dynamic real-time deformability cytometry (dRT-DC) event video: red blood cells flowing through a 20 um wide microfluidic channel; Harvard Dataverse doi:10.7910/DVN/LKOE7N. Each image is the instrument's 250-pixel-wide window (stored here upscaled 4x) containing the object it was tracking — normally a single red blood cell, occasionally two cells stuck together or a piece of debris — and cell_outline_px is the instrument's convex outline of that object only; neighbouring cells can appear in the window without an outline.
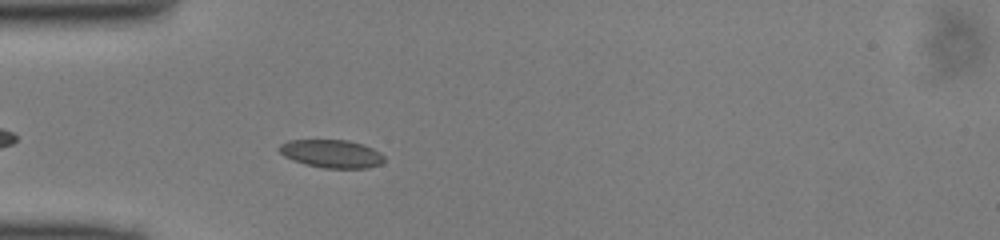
{"species": "common noctule bat (a hibernating species)", "species_latin": "Nyctalus noctula", "temperature_condition": "cold", "stored_images_in_passage": 36, "camera_frame_rate_fps": 3000, "um_per_image_px": 0.085, "animal": {"sex": "male", "body_mass_g": 13.0, "forearm_length_mm": 53.1}, "frame": {"image": 1, "passage_image": 5, "time_ms": 1.333, "image_size_px": [1000, 240], "cell_outline_px": [[384, 160], [380, 164], [368, 168], [324, 168], [304, 164], [292, 160], [284, 156], [276, 148], [280, 144], [288, 140], [348, 140], [372, 148], [380, 152], [384, 156]], "centroid_in_image_um": [28.15, 13.07], "position_along_channel_um": 56.9, "area_um2": 17.22}}
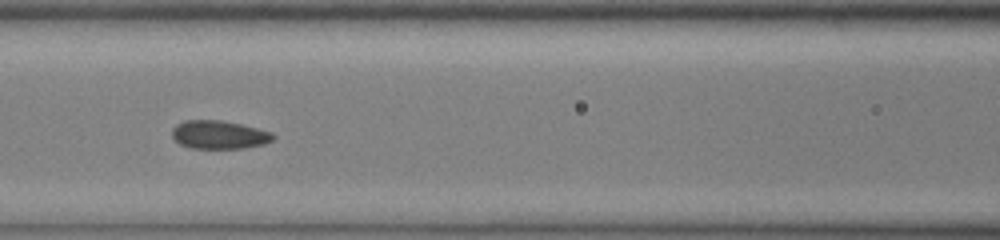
{"frame": {"image": 2, "passage_image": 12, "time_ms": 3.667, "image_size_px": [1000, 240], "cell_outline_px": [[276, 136], [272, 140], [264, 144], [244, 148], [192, 148], [180, 144], [172, 136], [172, 128], [176, 124], [184, 120], [220, 120], [240, 124], [272, 132]], "centroid_in_image_um": [18.61, 11.45], "position_along_channel_um": 148.0, "area_um2": 16.65}}
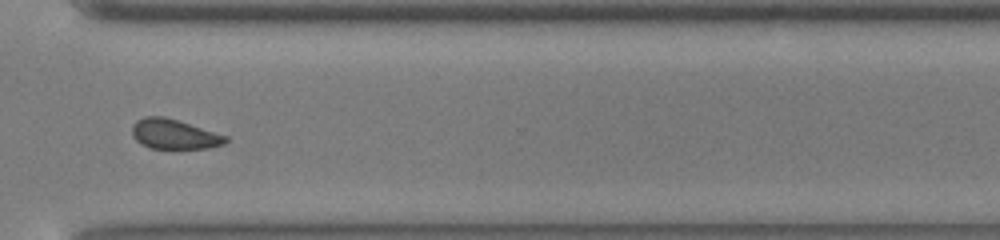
{"frame": {"image": 3, "passage_image": 27, "time_ms": 8.667, "image_size_px": [1000, 240], "cell_outline_px": [[228, 140], [224, 144], [208, 148], [148, 148], [140, 144], [132, 136], [132, 128], [136, 120], [144, 116], [164, 116], [228, 136]], "centroid_in_image_um": [14.78, 11.4], "position_along_channel_um": 355.8, "area_um2": 16.24}}